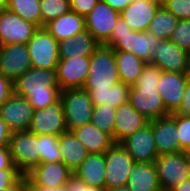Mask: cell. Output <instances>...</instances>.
<instances>
[{
	"label": "cell",
	"instance_id": "1",
	"mask_svg": "<svg viewBox=\"0 0 190 191\" xmlns=\"http://www.w3.org/2000/svg\"><path fill=\"white\" fill-rule=\"evenodd\" d=\"M14 93L27 98L34 110L46 108L60 98L56 70L31 67L14 81Z\"/></svg>",
	"mask_w": 190,
	"mask_h": 191
},
{
	"label": "cell",
	"instance_id": "2",
	"mask_svg": "<svg viewBox=\"0 0 190 191\" xmlns=\"http://www.w3.org/2000/svg\"><path fill=\"white\" fill-rule=\"evenodd\" d=\"M161 70L146 63L137 82L130 87L128 102L147 120L169 115L157 89Z\"/></svg>",
	"mask_w": 190,
	"mask_h": 191
},
{
	"label": "cell",
	"instance_id": "3",
	"mask_svg": "<svg viewBox=\"0 0 190 191\" xmlns=\"http://www.w3.org/2000/svg\"><path fill=\"white\" fill-rule=\"evenodd\" d=\"M163 39L154 36L148 31H134L119 17L117 23L113 27L110 40L105 46L113 48L115 51H126L134 54L146 63H151V59L157 47Z\"/></svg>",
	"mask_w": 190,
	"mask_h": 191
},
{
	"label": "cell",
	"instance_id": "4",
	"mask_svg": "<svg viewBox=\"0 0 190 191\" xmlns=\"http://www.w3.org/2000/svg\"><path fill=\"white\" fill-rule=\"evenodd\" d=\"M118 70L115 60V50L100 45L90 56L89 73L83 89H109L119 82Z\"/></svg>",
	"mask_w": 190,
	"mask_h": 191
},
{
	"label": "cell",
	"instance_id": "5",
	"mask_svg": "<svg viewBox=\"0 0 190 191\" xmlns=\"http://www.w3.org/2000/svg\"><path fill=\"white\" fill-rule=\"evenodd\" d=\"M64 116L69 131L92 121L94 105L89 92L83 88H70L61 91Z\"/></svg>",
	"mask_w": 190,
	"mask_h": 191
},
{
	"label": "cell",
	"instance_id": "6",
	"mask_svg": "<svg viewBox=\"0 0 190 191\" xmlns=\"http://www.w3.org/2000/svg\"><path fill=\"white\" fill-rule=\"evenodd\" d=\"M26 45L32 67L56 70L59 62V42L45 27H38Z\"/></svg>",
	"mask_w": 190,
	"mask_h": 191
},
{
	"label": "cell",
	"instance_id": "7",
	"mask_svg": "<svg viewBox=\"0 0 190 191\" xmlns=\"http://www.w3.org/2000/svg\"><path fill=\"white\" fill-rule=\"evenodd\" d=\"M154 163L162 191H170L190 179V165L184 151L158 155Z\"/></svg>",
	"mask_w": 190,
	"mask_h": 191
},
{
	"label": "cell",
	"instance_id": "8",
	"mask_svg": "<svg viewBox=\"0 0 190 191\" xmlns=\"http://www.w3.org/2000/svg\"><path fill=\"white\" fill-rule=\"evenodd\" d=\"M9 149L13 164L23 175L40 164L38 135L29 130L12 132Z\"/></svg>",
	"mask_w": 190,
	"mask_h": 191
},
{
	"label": "cell",
	"instance_id": "9",
	"mask_svg": "<svg viewBox=\"0 0 190 191\" xmlns=\"http://www.w3.org/2000/svg\"><path fill=\"white\" fill-rule=\"evenodd\" d=\"M105 189L126 186L134 161L120 143H114L105 152Z\"/></svg>",
	"mask_w": 190,
	"mask_h": 191
},
{
	"label": "cell",
	"instance_id": "10",
	"mask_svg": "<svg viewBox=\"0 0 190 191\" xmlns=\"http://www.w3.org/2000/svg\"><path fill=\"white\" fill-rule=\"evenodd\" d=\"M120 17V12L99 0L85 17L86 30L100 44L105 45L111 37L113 27Z\"/></svg>",
	"mask_w": 190,
	"mask_h": 191
},
{
	"label": "cell",
	"instance_id": "11",
	"mask_svg": "<svg viewBox=\"0 0 190 191\" xmlns=\"http://www.w3.org/2000/svg\"><path fill=\"white\" fill-rule=\"evenodd\" d=\"M67 130L61 98L46 108L33 110L30 132L37 135L59 136Z\"/></svg>",
	"mask_w": 190,
	"mask_h": 191
},
{
	"label": "cell",
	"instance_id": "12",
	"mask_svg": "<svg viewBox=\"0 0 190 191\" xmlns=\"http://www.w3.org/2000/svg\"><path fill=\"white\" fill-rule=\"evenodd\" d=\"M89 65L90 56L59 59L56 75L60 90L83 88L88 77Z\"/></svg>",
	"mask_w": 190,
	"mask_h": 191
},
{
	"label": "cell",
	"instance_id": "13",
	"mask_svg": "<svg viewBox=\"0 0 190 191\" xmlns=\"http://www.w3.org/2000/svg\"><path fill=\"white\" fill-rule=\"evenodd\" d=\"M31 67L26 44L0 45V74L14 82Z\"/></svg>",
	"mask_w": 190,
	"mask_h": 191
},
{
	"label": "cell",
	"instance_id": "14",
	"mask_svg": "<svg viewBox=\"0 0 190 191\" xmlns=\"http://www.w3.org/2000/svg\"><path fill=\"white\" fill-rule=\"evenodd\" d=\"M38 27L7 9L0 10V45L27 44Z\"/></svg>",
	"mask_w": 190,
	"mask_h": 191
},
{
	"label": "cell",
	"instance_id": "15",
	"mask_svg": "<svg viewBox=\"0 0 190 191\" xmlns=\"http://www.w3.org/2000/svg\"><path fill=\"white\" fill-rule=\"evenodd\" d=\"M151 64L163 72L190 73V54L170 39L163 40L157 47Z\"/></svg>",
	"mask_w": 190,
	"mask_h": 191
},
{
	"label": "cell",
	"instance_id": "16",
	"mask_svg": "<svg viewBox=\"0 0 190 191\" xmlns=\"http://www.w3.org/2000/svg\"><path fill=\"white\" fill-rule=\"evenodd\" d=\"M120 144L134 162L151 163L158 157L150 121L133 135L123 139Z\"/></svg>",
	"mask_w": 190,
	"mask_h": 191
},
{
	"label": "cell",
	"instance_id": "17",
	"mask_svg": "<svg viewBox=\"0 0 190 191\" xmlns=\"http://www.w3.org/2000/svg\"><path fill=\"white\" fill-rule=\"evenodd\" d=\"M33 107L25 97L15 93L0 106V117L12 132L29 130Z\"/></svg>",
	"mask_w": 190,
	"mask_h": 191
},
{
	"label": "cell",
	"instance_id": "18",
	"mask_svg": "<svg viewBox=\"0 0 190 191\" xmlns=\"http://www.w3.org/2000/svg\"><path fill=\"white\" fill-rule=\"evenodd\" d=\"M189 76L190 73L161 72L157 89L170 114L180 108Z\"/></svg>",
	"mask_w": 190,
	"mask_h": 191
},
{
	"label": "cell",
	"instance_id": "19",
	"mask_svg": "<svg viewBox=\"0 0 190 191\" xmlns=\"http://www.w3.org/2000/svg\"><path fill=\"white\" fill-rule=\"evenodd\" d=\"M158 155L179 151L176 113L150 121Z\"/></svg>",
	"mask_w": 190,
	"mask_h": 191
},
{
	"label": "cell",
	"instance_id": "20",
	"mask_svg": "<svg viewBox=\"0 0 190 191\" xmlns=\"http://www.w3.org/2000/svg\"><path fill=\"white\" fill-rule=\"evenodd\" d=\"M73 172L62 162H46L34 166L26 173L27 185L56 187L65 185Z\"/></svg>",
	"mask_w": 190,
	"mask_h": 191
},
{
	"label": "cell",
	"instance_id": "21",
	"mask_svg": "<svg viewBox=\"0 0 190 191\" xmlns=\"http://www.w3.org/2000/svg\"><path fill=\"white\" fill-rule=\"evenodd\" d=\"M149 123L129 102L119 105L115 111L113 140L120 143L126 137Z\"/></svg>",
	"mask_w": 190,
	"mask_h": 191
},
{
	"label": "cell",
	"instance_id": "22",
	"mask_svg": "<svg viewBox=\"0 0 190 191\" xmlns=\"http://www.w3.org/2000/svg\"><path fill=\"white\" fill-rule=\"evenodd\" d=\"M160 6L161 0H133L120 12V17L125 20L132 30L147 31Z\"/></svg>",
	"mask_w": 190,
	"mask_h": 191
},
{
	"label": "cell",
	"instance_id": "23",
	"mask_svg": "<svg viewBox=\"0 0 190 191\" xmlns=\"http://www.w3.org/2000/svg\"><path fill=\"white\" fill-rule=\"evenodd\" d=\"M48 32L58 41L71 39L76 34L86 30L85 17L72 10L64 13L44 26Z\"/></svg>",
	"mask_w": 190,
	"mask_h": 191
},
{
	"label": "cell",
	"instance_id": "24",
	"mask_svg": "<svg viewBox=\"0 0 190 191\" xmlns=\"http://www.w3.org/2000/svg\"><path fill=\"white\" fill-rule=\"evenodd\" d=\"M126 186L130 191H162L154 162H135Z\"/></svg>",
	"mask_w": 190,
	"mask_h": 191
},
{
	"label": "cell",
	"instance_id": "25",
	"mask_svg": "<svg viewBox=\"0 0 190 191\" xmlns=\"http://www.w3.org/2000/svg\"><path fill=\"white\" fill-rule=\"evenodd\" d=\"M71 131L86 147L89 154L104 153L115 143L109 134L101 131L92 122L86 123Z\"/></svg>",
	"mask_w": 190,
	"mask_h": 191
},
{
	"label": "cell",
	"instance_id": "26",
	"mask_svg": "<svg viewBox=\"0 0 190 191\" xmlns=\"http://www.w3.org/2000/svg\"><path fill=\"white\" fill-rule=\"evenodd\" d=\"M61 161L74 172L89 155L86 147L75 137L72 131H65L58 136Z\"/></svg>",
	"mask_w": 190,
	"mask_h": 191
},
{
	"label": "cell",
	"instance_id": "27",
	"mask_svg": "<svg viewBox=\"0 0 190 191\" xmlns=\"http://www.w3.org/2000/svg\"><path fill=\"white\" fill-rule=\"evenodd\" d=\"M106 162L104 153L89 154L73 172L85 184L105 188Z\"/></svg>",
	"mask_w": 190,
	"mask_h": 191
},
{
	"label": "cell",
	"instance_id": "28",
	"mask_svg": "<svg viewBox=\"0 0 190 191\" xmlns=\"http://www.w3.org/2000/svg\"><path fill=\"white\" fill-rule=\"evenodd\" d=\"M100 44L87 31L76 34L71 39L59 42V59L78 56H91Z\"/></svg>",
	"mask_w": 190,
	"mask_h": 191
},
{
	"label": "cell",
	"instance_id": "29",
	"mask_svg": "<svg viewBox=\"0 0 190 191\" xmlns=\"http://www.w3.org/2000/svg\"><path fill=\"white\" fill-rule=\"evenodd\" d=\"M115 60L119 80L133 86L142 74L146 62L126 51H115Z\"/></svg>",
	"mask_w": 190,
	"mask_h": 191
},
{
	"label": "cell",
	"instance_id": "30",
	"mask_svg": "<svg viewBox=\"0 0 190 191\" xmlns=\"http://www.w3.org/2000/svg\"><path fill=\"white\" fill-rule=\"evenodd\" d=\"M130 85L119 81L109 89H91L89 91L92 104L99 106L108 103L111 107L128 103Z\"/></svg>",
	"mask_w": 190,
	"mask_h": 191
},
{
	"label": "cell",
	"instance_id": "31",
	"mask_svg": "<svg viewBox=\"0 0 190 191\" xmlns=\"http://www.w3.org/2000/svg\"><path fill=\"white\" fill-rule=\"evenodd\" d=\"M177 22L178 19L172 13L160 6L147 31L160 39L169 40L176 28Z\"/></svg>",
	"mask_w": 190,
	"mask_h": 191
},
{
	"label": "cell",
	"instance_id": "32",
	"mask_svg": "<svg viewBox=\"0 0 190 191\" xmlns=\"http://www.w3.org/2000/svg\"><path fill=\"white\" fill-rule=\"evenodd\" d=\"M6 9L41 27L40 0H9Z\"/></svg>",
	"mask_w": 190,
	"mask_h": 191
},
{
	"label": "cell",
	"instance_id": "33",
	"mask_svg": "<svg viewBox=\"0 0 190 191\" xmlns=\"http://www.w3.org/2000/svg\"><path fill=\"white\" fill-rule=\"evenodd\" d=\"M115 107H111L108 103L94 106L92 113V123L101 131L109 134L113 139Z\"/></svg>",
	"mask_w": 190,
	"mask_h": 191
},
{
	"label": "cell",
	"instance_id": "34",
	"mask_svg": "<svg viewBox=\"0 0 190 191\" xmlns=\"http://www.w3.org/2000/svg\"><path fill=\"white\" fill-rule=\"evenodd\" d=\"M41 27L71 11L70 0H40Z\"/></svg>",
	"mask_w": 190,
	"mask_h": 191
},
{
	"label": "cell",
	"instance_id": "35",
	"mask_svg": "<svg viewBox=\"0 0 190 191\" xmlns=\"http://www.w3.org/2000/svg\"><path fill=\"white\" fill-rule=\"evenodd\" d=\"M40 163L59 162L61 154L58 147V136L38 135Z\"/></svg>",
	"mask_w": 190,
	"mask_h": 191
},
{
	"label": "cell",
	"instance_id": "36",
	"mask_svg": "<svg viewBox=\"0 0 190 191\" xmlns=\"http://www.w3.org/2000/svg\"><path fill=\"white\" fill-rule=\"evenodd\" d=\"M170 40L190 54V19H180Z\"/></svg>",
	"mask_w": 190,
	"mask_h": 191
},
{
	"label": "cell",
	"instance_id": "37",
	"mask_svg": "<svg viewBox=\"0 0 190 191\" xmlns=\"http://www.w3.org/2000/svg\"><path fill=\"white\" fill-rule=\"evenodd\" d=\"M179 151L190 148V116L176 113Z\"/></svg>",
	"mask_w": 190,
	"mask_h": 191
},
{
	"label": "cell",
	"instance_id": "38",
	"mask_svg": "<svg viewBox=\"0 0 190 191\" xmlns=\"http://www.w3.org/2000/svg\"><path fill=\"white\" fill-rule=\"evenodd\" d=\"M161 6L178 20L190 19V0H161Z\"/></svg>",
	"mask_w": 190,
	"mask_h": 191
},
{
	"label": "cell",
	"instance_id": "39",
	"mask_svg": "<svg viewBox=\"0 0 190 191\" xmlns=\"http://www.w3.org/2000/svg\"><path fill=\"white\" fill-rule=\"evenodd\" d=\"M65 191H106L105 188L89 186L85 184L77 175L72 173L64 185Z\"/></svg>",
	"mask_w": 190,
	"mask_h": 191
},
{
	"label": "cell",
	"instance_id": "40",
	"mask_svg": "<svg viewBox=\"0 0 190 191\" xmlns=\"http://www.w3.org/2000/svg\"><path fill=\"white\" fill-rule=\"evenodd\" d=\"M23 174L17 168H4L0 170V190L8 188Z\"/></svg>",
	"mask_w": 190,
	"mask_h": 191
},
{
	"label": "cell",
	"instance_id": "41",
	"mask_svg": "<svg viewBox=\"0 0 190 191\" xmlns=\"http://www.w3.org/2000/svg\"><path fill=\"white\" fill-rule=\"evenodd\" d=\"M99 0H70V8L73 12L86 17Z\"/></svg>",
	"mask_w": 190,
	"mask_h": 191
},
{
	"label": "cell",
	"instance_id": "42",
	"mask_svg": "<svg viewBox=\"0 0 190 191\" xmlns=\"http://www.w3.org/2000/svg\"><path fill=\"white\" fill-rule=\"evenodd\" d=\"M14 94V82L0 74V106Z\"/></svg>",
	"mask_w": 190,
	"mask_h": 191
},
{
	"label": "cell",
	"instance_id": "43",
	"mask_svg": "<svg viewBox=\"0 0 190 191\" xmlns=\"http://www.w3.org/2000/svg\"><path fill=\"white\" fill-rule=\"evenodd\" d=\"M175 113L190 116V76L188 77L187 80L181 106Z\"/></svg>",
	"mask_w": 190,
	"mask_h": 191
},
{
	"label": "cell",
	"instance_id": "44",
	"mask_svg": "<svg viewBox=\"0 0 190 191\" xmlns=\"http://www.w3.org/2000/svg\"><path fill=\"white\" fill-rule=\"evenodd\" d=\"M4 168H17L12 162L9 146L0 147V170Z\"/></svg>",
	"mask_w": 190,
	"mask_h": 191
},
{
	"label": "cell",
	"instance_id": "45",
	"mask_svg": "<svg viewBox=\"0 0 190 191\" xmlns=\"http://www.w3.org/2000/svg\"><path fill=\"white\" fill-rule=\"evenodd\" d=\"M12 131L5 121L0 117V147L9 146Z\"/></svg>",
	"mask_w": 190,
	"mask_h": 191
},
{
	"label": "cell",
	"instance_id": "46",
	"mask_svg": "<svg viewBox=\"0 0 190 191\" xmlns=\"http://www.w3.org/2000/svg\"><path fill=\"white\" fill-rule=\"evenodd\" d=\"M0 191H27V178L22 175L15 183L8 188L1 189Z\"/></svg>",
	"mask_w": 190,
	"mask_h": 191
},
{
	"label": "cell",
	"instance_id": "47",
	"mask_svg": "<svg viewBox=\"0 0 190 191\" xmlns=\"http://www.w3.org/2000/svg\"><path fill=\"white\" fill-rule=\"evenodd\" d=\"M109 7L119 12L124 10L133 0H103Z\"/></svg>",
	"mask_w": 190,
	"mask_h": 191
},
{
	"label": "cell",
	"instance_id": "48",
	"mask_svg": "<svg viewBox=\"0 0 190 191\" xmlns=\"http://www.w3.org/2000/svg\"><path fill=\"white\" fill-rule=\"evenodd\" d=\"M27 191H65L64 185L44 187L40 185H27Z\"/></svg>",
	"mask_w": 190,
	"mask_h": 191
},
{
	"label": "cell",
	"instance_id": "49",
	"mask_svg": "<svg viewBox=\"0 0 190 191\" xmlns=\"http://www.w3.org/2000/svg\"><path fill=\"white\" fill-rule=\"evenodd\" d=\"M170 191H190V179L185 180L183 183L177 185Z\"/></svg>",
	"mask_w": 190,
	"mask_h": 191
},
{
	"label": "cell",
	"instance_id": "50",
	"mask_svg": "<svg viewBox=\"0 0 190 191\" xmlns=\"http://www.w3.org/2000/svg\"><path fill=\"white\" fill-rule=\"evenodd\" d=\"M106 191H130L127 186H120L112 189H106Z\"/></svg>",
	"mask_w": 190,
	"mask_h": 191
},
{
	"label": "cell",
	"instance_id": "51",
	"mask_svg": "<svg viewBox=\"0 0 190 191\" xmlns=\"http://www.w3.org/2000/svg\"><path fill=\"white\" fill-rule=\"evenodd\" d=\"M9 0H0V10L6 9Z\"/></svg>",
	"mask_w": 190,
	"mask_h": 191
},
{
	"label": "cell",
	"instance_id": "52",
	"mask_svg": "<svg viewBox=\"0 0 190 191\" xmlns=\"http://www.w3.org/2000/svg\"><path fill=\"white\" fill-rule=\"evenodd\" d=\"M188 164L190 165V148L184 150Z\"/></svg>",
	"mask_w": 190,
	"mask_h": 191
}]
</instances>
